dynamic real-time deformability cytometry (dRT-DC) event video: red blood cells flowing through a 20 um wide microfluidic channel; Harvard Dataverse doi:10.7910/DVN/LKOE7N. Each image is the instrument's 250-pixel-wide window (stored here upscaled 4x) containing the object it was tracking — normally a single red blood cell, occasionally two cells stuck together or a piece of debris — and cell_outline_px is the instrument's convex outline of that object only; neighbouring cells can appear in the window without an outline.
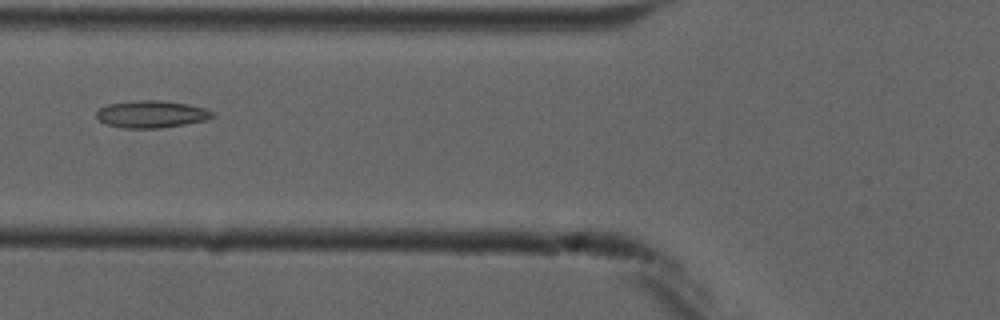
{"species": "common noctule bat (a hibernating species)", "species_latin": "Nyctalus noctula", "temperature_condition": "cold", "stored_images_in_passage": 6, "camera_frame_rate_fps": 3000, "um_per_image_px": 0.085, "animal": {"sex": "male", "forearm_length_mm": 52.5}, "frame": {"image": 1, "passage_image": 3, "time_ms": 2.333, "image_size_px": [1000, 320], "cell_outline_px": [[216, 116], [204, 120], [184, 124], [160, 128], [124, 128], [104, 124], [96, 116], [96, 112], [100, 108], [108, 104], [136, 100], [160, 100], [188, 104], [204, 108], [216, 112]], "centroid_in_image_um": [12.88, 9.7], "position_along_channel_um": 112.9, "area_um2": 18.44}}
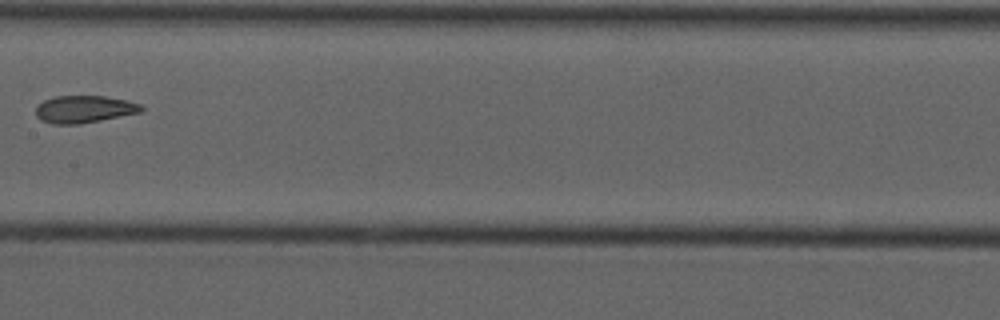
{"frame": {"image": 2, "passage_image": 5, "time_ms": 4.667, "image_size_px": [1000, 320], "cell_outline_px": [[144, 108], [140, 112], [100, 120], [76, 124], [52, 124], [40, 120], [36, 116], [36, 108], [44, 100], [56, 96], [104, 96], [128, 100], [140, 104]], "centroid_in_image_um": [7.14, 9.28], "position_along_channel_um": 200.3, "area_um2": 16.65}}
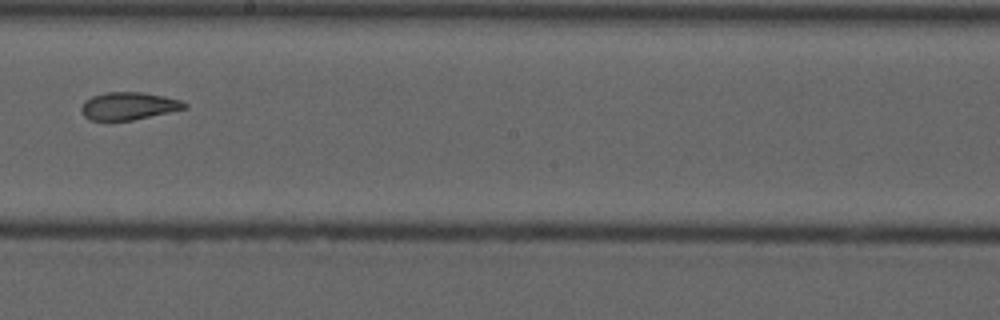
{"frame": {"image": 3, "passage_image": 6, "time_ms": 5.667, "image_size_px": [1000, 320], "cell_outline_px": [[188, 108], [132, 120], [88, 120], [84, 116], [80, 108], [84, 100], [92, 96], [108, 92], [144, 92], [164, 96], [180, 100], [188, 104]], "centroid_in_image_um": [10.93, 9.0], "position_along_channel_um": 237.3, "area_um2": 16.65}}